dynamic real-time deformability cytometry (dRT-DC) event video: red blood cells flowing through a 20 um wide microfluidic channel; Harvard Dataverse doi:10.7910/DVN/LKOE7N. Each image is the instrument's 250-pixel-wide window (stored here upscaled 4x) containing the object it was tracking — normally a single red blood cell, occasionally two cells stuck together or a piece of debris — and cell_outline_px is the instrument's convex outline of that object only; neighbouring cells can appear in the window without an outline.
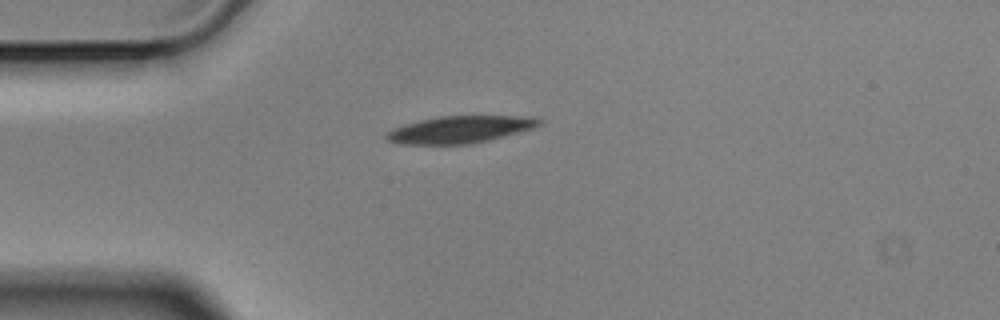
{"species": "Egyptian fruit bat (a non-hibernating species)", "species_latin": "Rousettus aegyptiacus", "temperature_condition": "cold", "stored_images_in_passage": 1, "camera_frame_rate_fps": 3000, "um_per_image_px": 0.085, "animal": {"sex": "male"}, "frame": {"image": 1, "passage_image": 1, "time_ms": 0.0, "image_size_px": [1000, 320], "cell_outline_px": [[544, 120], [540, 124], [532, 128], [504, 136], [472, 144], [400, 144], [388, 140], [384, 136], [392, 128], [404, 124], [420, 120], [440, 116], [512, 116]], "centroid_in_image_um": [39.02, 11.01], "position_along_channel_um": 46.0, "area_um2": 23.76}}